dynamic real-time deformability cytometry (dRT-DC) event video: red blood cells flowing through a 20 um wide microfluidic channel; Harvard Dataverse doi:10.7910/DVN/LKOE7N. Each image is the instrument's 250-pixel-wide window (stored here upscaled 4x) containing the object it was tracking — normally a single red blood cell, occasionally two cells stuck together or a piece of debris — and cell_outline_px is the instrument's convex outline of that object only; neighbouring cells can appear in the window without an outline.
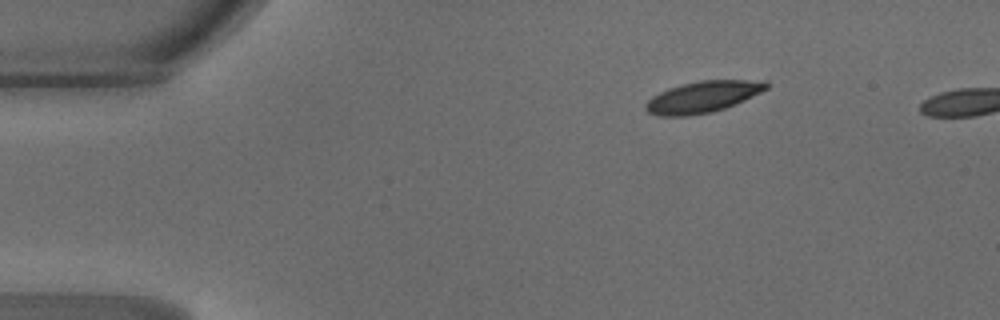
{"species": "common noctule bat (a hibernating species)", "species_latin": "Nyctalus noctula", "temperature_condition": "warm", "stored_images_in_passage": 39, "camera_frame_rate_fps": 3000, "um_per_image_px": 0.085, "animal": {"sex": "male", "body_mass_g": 18.8}, "frame": {"image": 1, "passage_image": 1, "time_ms": 0.0, "image_size_px": [1000, 320], "cell_outline_px": [[768, 88], [744, 100], [724, 108], [712, 112], [688, 116], [660, 116], [648, 112], [644, 108], [644, 104], [652, 96], [668, 88], [700, 80], [764, 80], [768, 84]], "centroid_in_image_um": [59.71, 8.24], "position_along_channel_um": 25.3, "area_um2": 21.96}}
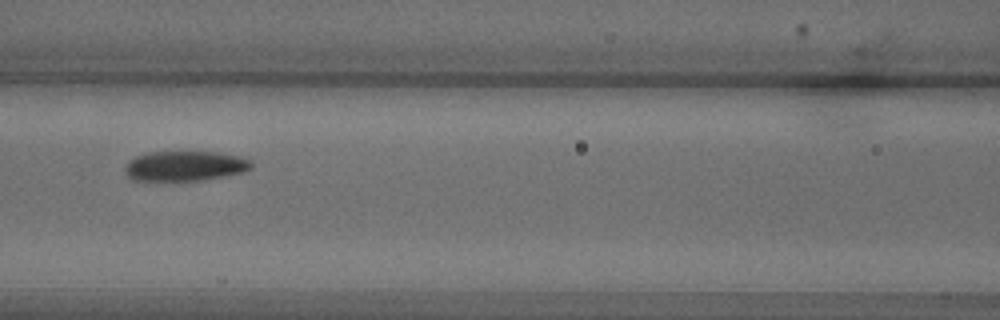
{"frame": {"image": 2, "passage_image": 15, "time_ms": 4.667, "image_size_px": [1000, 320], "cell_outline_px": [[252, 168], [244, 172], [204, 180], [132, 180], [124, 172], [124, 168], [128, 160], [136, 156], [148, 152], [216, 152], [236, 156], [248, 160], [252, 164]], "centroid_in_image_um": [15.67, 14.11], "position_along_channel_um": 150.9, "area_um2": 21.96}}
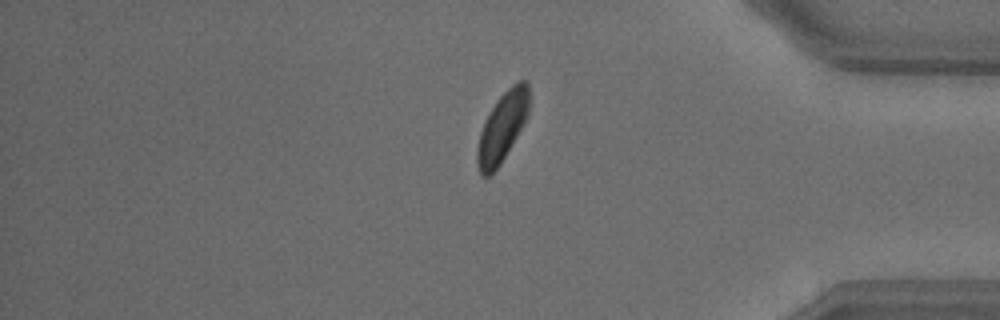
{"frame": {"image": 3, "passage_image": 34, "time_ms": 11.0, "image_size_px": [1000, 320], "cell_outline_px": [[528, 116], [524, 124], [500, 164], [488, 176], [484, 176], [480, 172], [476, 164], [476, 152], [480, 132], [484, 120], [496, 100], [516, 80], [528, 80]], "centroid_in_image_um": [42.68, 10.77], "position_along_channel_um": 392.5, "area_um2": 20.92}, "authors_computed_cell_mechanics": {"area_um2": 22.831, "velocity_mm_per_s": 4.191, "shape_relaxation_time_tau1_ms": 4.533, "shape_relaxation_time_tau2_ms": 2.6191, "deformation_change_tau1": 0.1654, "deformation_change_tau2": 0.0802}}